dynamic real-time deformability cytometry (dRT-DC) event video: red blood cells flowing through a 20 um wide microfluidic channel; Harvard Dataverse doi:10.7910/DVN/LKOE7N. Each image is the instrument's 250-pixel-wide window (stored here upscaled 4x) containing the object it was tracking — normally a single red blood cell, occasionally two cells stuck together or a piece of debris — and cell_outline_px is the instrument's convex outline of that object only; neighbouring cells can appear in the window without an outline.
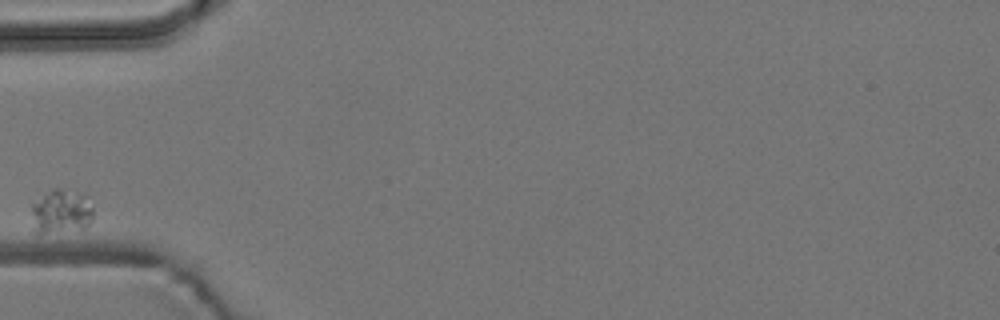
{"species": "common noctule bat (a hibernating species)", "species_latin": "Nyctalus noctula", "temperature_condition": "room temperature", "stored_images_in_passage": 5, "camera_frame_rate_fps": 3000, "um_per_image_px": 0.085, "animal": {"sex": "male", "body_mass_g": 19.2, "forearm_length_mm": 51.8}, "frame": {"image": 1, "passage_image": 1, "time_ms": 0.0, "image_size_px": [1000, 320], "cell_outline_px": [[92, 220], [84, 228], [40, 236], [36, 236], [32, 232], [32, 204], [52, 188], [64, 188], [84, 192], [92, 208]], "centroid_in_image_um": [5.16, 18.02], "position_along_channel_um": 79.8, "area_um2": 16.65}}
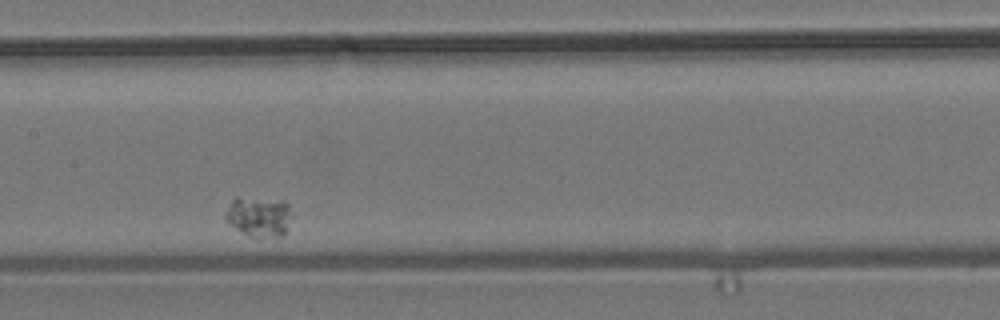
{"frame": {"image": 2, "passage_image": 4, "time_ms": 3.667, "image_size_px": [1000, 320], "cell_outline_px": [[292, 216], [284, 236], [248, 236], [224, 220], [224, 212], [232, 200], [236, 196], [284, 200], [288, 204]], "centroid_in_image_um": [22.0, 18.37], "position_along_channel_um": 185.4, "area_um2": 15.78}}
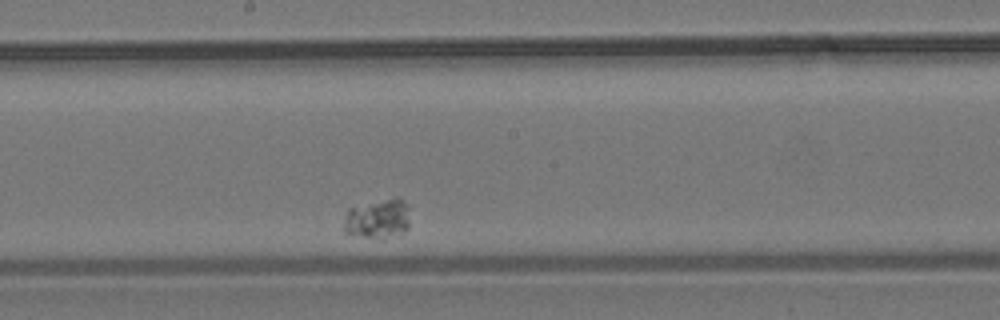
{"frame": {"image": 3, "passage_image": 5, "time_ms": 4.667, "image_size_px": [1000, 320], "cell_outline_px": [[408, 228], [404, 232], [376, 236], [364, 236], [344, 232], [344, 224], [348, 208], [396, 196], [400, 196], [408, 204]], "centroid_in_image_um": [32.13, 18.52], "position_along_channel_um": 216.1, "area_um2": 14.74}}